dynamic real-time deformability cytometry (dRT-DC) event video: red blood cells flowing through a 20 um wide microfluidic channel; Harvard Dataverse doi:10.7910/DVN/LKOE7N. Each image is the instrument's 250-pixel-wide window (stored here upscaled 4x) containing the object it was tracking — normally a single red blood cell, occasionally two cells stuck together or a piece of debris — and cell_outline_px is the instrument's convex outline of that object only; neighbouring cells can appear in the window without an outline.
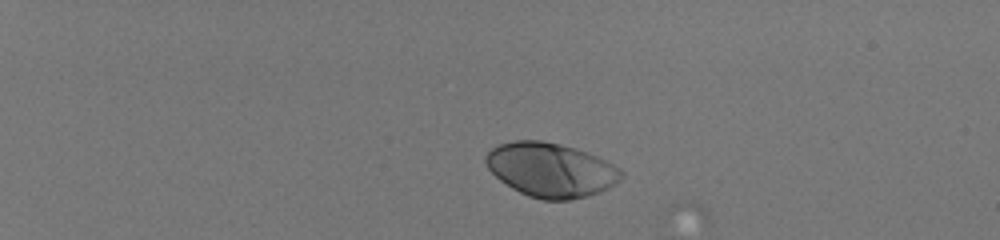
{"species": "human", "species_latin": "Homo sapiens", "temperature_condition": "room temperature", "stored_images_in_passage": 2, "camera_frame_rate_fps": 3000, "um_per_image_px": 0.085, "donor": {"sex": "male"}, "frame": {"image": 1, "passage_image": 1, "time_ms": 0.0, "image_size_px": [1000, 240], "cell_outline_px": [[624, 176], [620, 180], [608, 188], [600, 192], [588, 196], [572, 200], [544, 200], [528, 196], [512, 188], [500, 180], [488, 168], [484, 160], [484, 156], [492, 148], [500, 144], [512, 140], [540, 140], [560, 144], [576, 148], [588, 152], [608, 160], [620, 168], [624, 172]], "centroid_in_image_um": [46.85, 14.43], "position_along_channel_um": 38.1, "area_um2": 43.18}}